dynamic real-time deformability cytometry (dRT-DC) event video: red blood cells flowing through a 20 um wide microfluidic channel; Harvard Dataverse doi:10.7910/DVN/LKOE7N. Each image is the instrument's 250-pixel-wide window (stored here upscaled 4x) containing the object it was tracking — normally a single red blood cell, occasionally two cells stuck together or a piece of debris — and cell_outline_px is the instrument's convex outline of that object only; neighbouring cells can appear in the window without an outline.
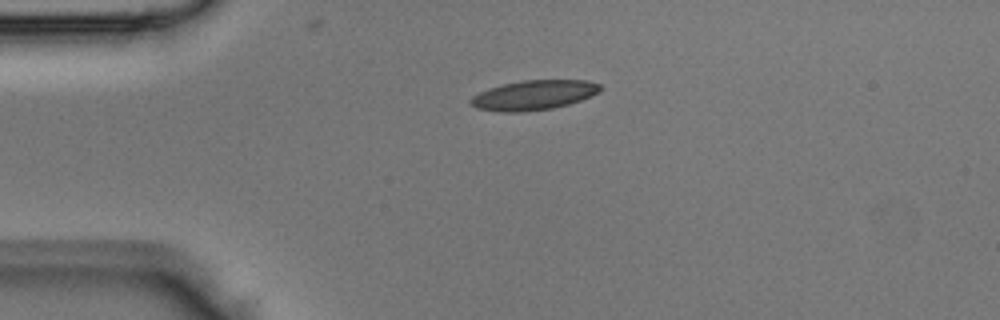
{"species": "Egyptian fruit bat (a non-hibernating species)", "species_latin": "Rousettus aegyptiacus", "temperature_condition": "room temperature", "stored_images_in_passage": 2, "camera_frame_rate_fps": 3000, "um_per_image_px": 0.085, "animal": {"sex": "male"}, "frame": {"image": 1, "passage_image": 1, "time_ms": 0.0, "image_size_px": [1000, 320], "cell_outline_px": [[604, 88], [600, 92], [592, 96], [568, 104], [552, 108], [520, 112], [500, 112], [476, 108], [468, 100], [472, 96], [488, 88], [520, 80], [588, 80], [600, 84]], "centroid_in_image_um": [45.39, 8.07], "position_along_channel_um": 39.6, "area_um2": 22.54}}
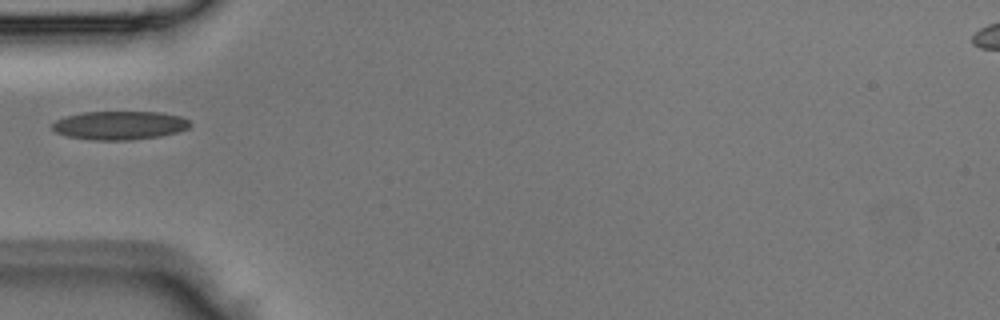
{"frame": {"image": 2, "passage_image": 2, "time_ms": 0.333, "image_size_px": [1000, 320], "cell_outline_px": [[192, 124], [188, 128], [176, 132], [160, 136], [128, 140], [92, 140], [68, 136], [56, 132], [52, 128], [52, 124], [56, 120], [68, 116], [84, 112], [160, 112], [180, 116], [188, 120]], "centroid_in_image_um": [10.18, 10.65], "position_along_channel_um": 74.8, "area_um2": 22.77}}